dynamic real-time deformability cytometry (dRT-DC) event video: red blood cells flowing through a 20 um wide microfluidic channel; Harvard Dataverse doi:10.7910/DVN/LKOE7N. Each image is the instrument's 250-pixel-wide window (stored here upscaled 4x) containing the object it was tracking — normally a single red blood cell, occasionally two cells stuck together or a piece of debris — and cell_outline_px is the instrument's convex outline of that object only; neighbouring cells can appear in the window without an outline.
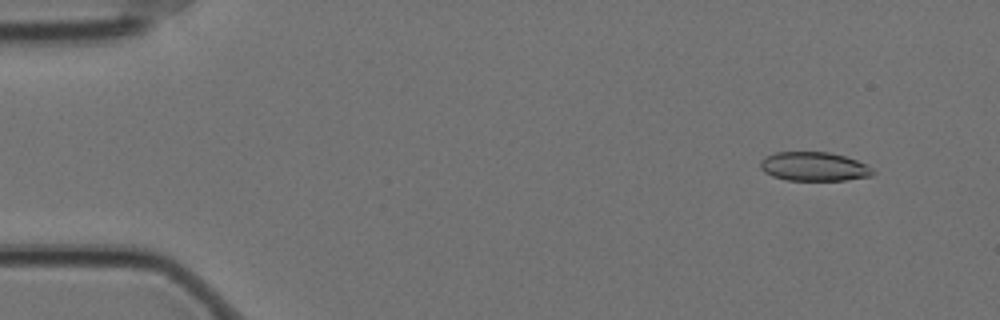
{"species": "Egyptian fruit bat (a non-hibernating species)", "species_latin": "Rousettus aegyptiacus", "temperature_condition": "cold", "stored_images_in_passage": 59, "camera_frame_rate_fps": 3000, "um_per_image_px": 0.085, "animal": {"sex": "female"}, "frame": {"image": 1, "passage_image": 5, "time_ms": 1.333, "image_size_px": [1000, 320], "cell_outline_px": [[876, 172], [872, 176], [848, 180], [788, 180], [772, 176], [764, 172], [760, 168], [760, 160], [764, 156], [776, 152], [828, 152], [844, 156], [868, 164]], "centroid_in_image_um": [69.2, 14.16], "position_along_channel_um": 15.8, "area_um2": 19.19}}
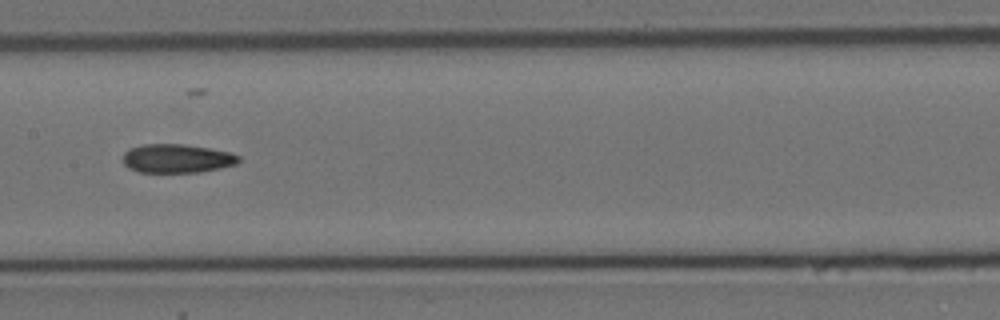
{"frame": {"image": 2, "passage_image": 29, "time_ms": 9.333, "image_size_px": [1000, 320], "cell_outline_px": [[240, 160], [236, 164], [220, 168], [200, 172], [140, 172], [128, 168], [124, 164], [124, 152], [128, 148], [144, 144], [184, 144], [208, 148], [228, 152], [240, 156]], "centroid_in_image_um": [15.02, 13.47], "position_along_channel_um": 192.4, "area_um2": 19.36}}
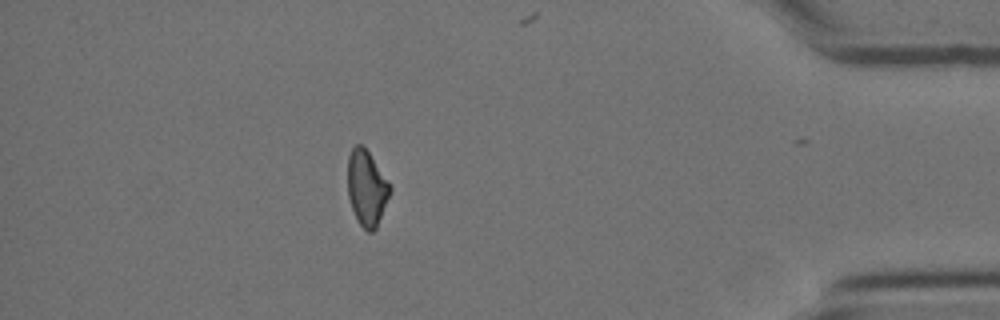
{"frame": {"image": 3, "passage_image": 51, "time_ms": 16.667, "image_size_px": [1000, 320], "cell_outline_px": [[392, 188], [376, 228], [372, 232], [368, 232], [356, 220], [348, 196], [348, 156], [352, 148], [356, 144], [364, 144]], "centroid_in_image_um": [31.15, 15.96], "position_along_channel_um": 404.0, "area_um2": 18.5}, "authors_computed_cell_mechanics": {"area_um2": 19.7098, "velocity_mm_per_s": 3.5016, "shape_relaxation_time_tau1_ms": null, "shape_relaxation_time_tau2_ms": 6.8464, "deformation_change_tau1": null, "deformation_change_tau2": 0.1427}}